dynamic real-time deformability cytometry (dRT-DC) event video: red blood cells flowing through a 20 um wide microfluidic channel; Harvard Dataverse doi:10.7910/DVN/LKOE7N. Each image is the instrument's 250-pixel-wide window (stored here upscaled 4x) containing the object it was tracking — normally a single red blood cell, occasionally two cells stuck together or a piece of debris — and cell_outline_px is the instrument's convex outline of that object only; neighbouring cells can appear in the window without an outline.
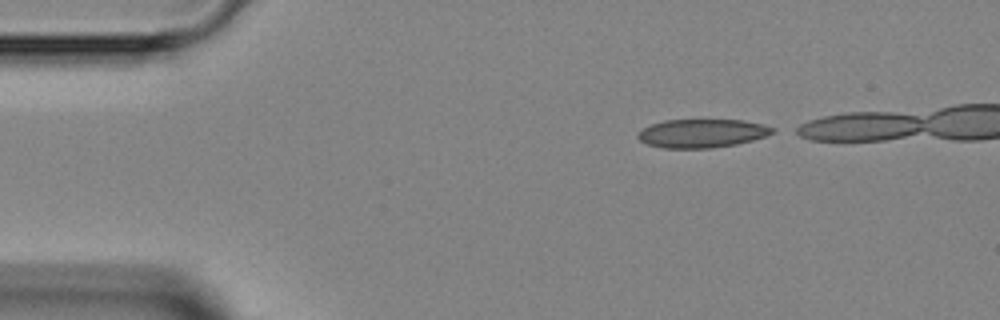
{"species": "Egyptian fruit bat (a non-hibernating species)", "species_latin": "Rousettus aegyptiacus", "temperature_condition": "room temperature", "stored_images_in_passage": 11, "camera_frame_rate_fps": 3000, "um_per_image_px": 0.085, "animal": {"sex": "female"}, "frame": {"image": 1, "passage_image": 1, "time_ms": 0.0, "image_size_px": [1000, 320], "cell_outline_px": [[776, 132], [752, 140], [736, 144], [712, 148], [664, 148], [648, 144], [640, 140], [636, 136], [644, 128], [652, 124], [664, 120], [744, 120], [764, 124], [776, 128]], "centroid_in_image_um": [59.71, 11.33], "position_along_channel_um": 25.3, "area_um2": 22.31}}
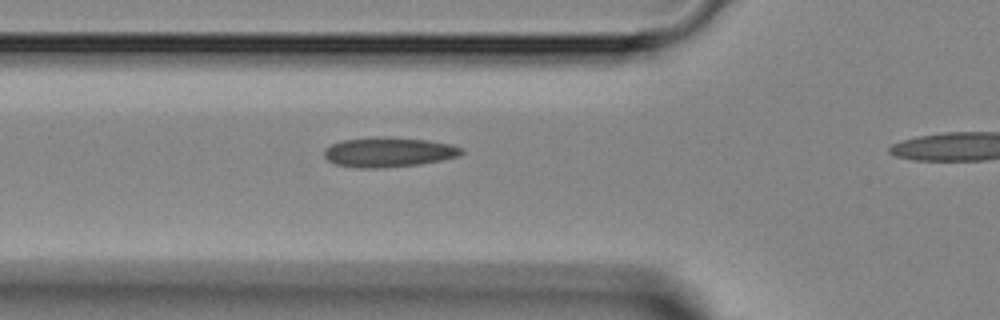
{"frame": {"image": 2, "passage_image": 10, "time_ms": 3.0, "image_size_px": [1000, 320], "cell_outline_px": [[464, 152], [460, 156], [420, 164], [376, 168], [356, 168], [336, 164], [328, 160], [324, 156], [324, 148], [340, 140], [376, 136], [380, 136], [428, 140], [448, 144], [464, 148]], "centroid_in_image_um": [33.01, 12.92], "position_along_channel_um": 92.8, "area_um2": 23.93}}